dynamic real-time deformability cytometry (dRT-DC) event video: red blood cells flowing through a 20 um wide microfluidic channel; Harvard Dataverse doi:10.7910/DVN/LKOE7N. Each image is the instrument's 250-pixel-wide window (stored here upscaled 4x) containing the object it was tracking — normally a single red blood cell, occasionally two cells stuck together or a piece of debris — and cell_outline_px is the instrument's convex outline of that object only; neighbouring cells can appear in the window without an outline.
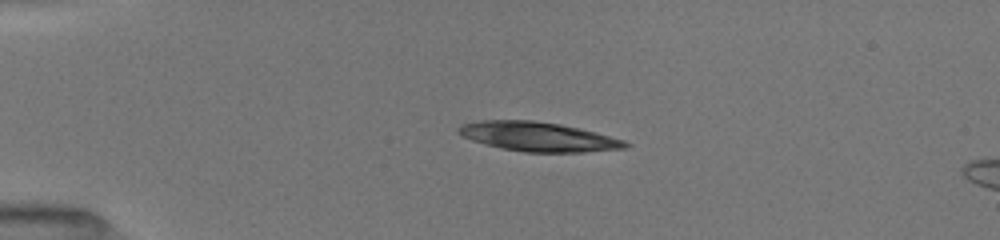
{"species": "common noctule bat (a hibernating species)", "species_latin": "Nyctalus noctula", "temperature_condition": "room temperature", "stored_images_in_passage": 18, "camera_frame_rate_fps": 3000, "um_per_image_px": 0.085, "animal": {"sex": "female", "body_mass_g": 19.5, "forearm_length_mm": 54.1}, "frame": {"image": 1, "passage_image": 15, "time_ms": 3.333, "image_size_px": [1000, 240], "cell_outline_px": [[632, 144], [624, 148], [584, 152], [524, 152], [500, 148], [472, 140], [464, 136], [456, 128], [464, 124], [484, 120], [532, 120], [560, 124], [580, 128], [596, 132], [624, 140]], "centroid_in_image_um": [45.79, 11.62], "position_along_channel_um": 39.2, "area_um2": 28.26}}